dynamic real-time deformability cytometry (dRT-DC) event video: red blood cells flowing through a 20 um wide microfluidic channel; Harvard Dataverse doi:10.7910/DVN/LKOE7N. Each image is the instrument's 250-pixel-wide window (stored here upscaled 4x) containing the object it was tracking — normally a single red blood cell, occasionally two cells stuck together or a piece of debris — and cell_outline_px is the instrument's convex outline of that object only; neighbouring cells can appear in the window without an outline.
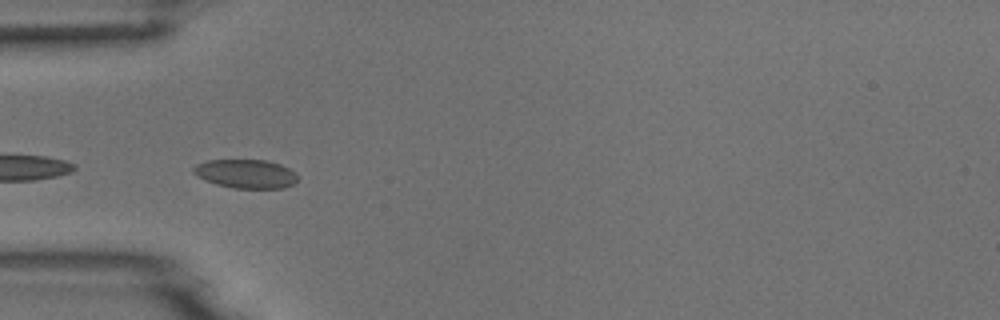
{"species": "common noctule bat (a hibernating species)", "species_latin": "Nyctalus noctula", "temperature_condition": "room temperature", "stored_images_in_passage": 20, "segment_of_instrument_passage": [2, 2], "camera_frame_rate_fps": 3000, "um_per_image_px": 0.085, "animal": {"sex": "male", "body_mass_g": 18.8}, "frame": {"image": 1, "passage_image": 17, "time_ms": 5.333, "image_size_px": [1000, 320], "cell_outline_px": [[296, 180], [292, 184], [284, 188], [232, 188], [216, 184], [196, 176], [192, 172], [192, 168], [196, 164], [208, 160], [268, 160], [280, 164], [296, 172]], "centroid_in_image_um": [20.87, 14.77], "position_along_channel_um": 64.1, "area_um2": 17.51}}